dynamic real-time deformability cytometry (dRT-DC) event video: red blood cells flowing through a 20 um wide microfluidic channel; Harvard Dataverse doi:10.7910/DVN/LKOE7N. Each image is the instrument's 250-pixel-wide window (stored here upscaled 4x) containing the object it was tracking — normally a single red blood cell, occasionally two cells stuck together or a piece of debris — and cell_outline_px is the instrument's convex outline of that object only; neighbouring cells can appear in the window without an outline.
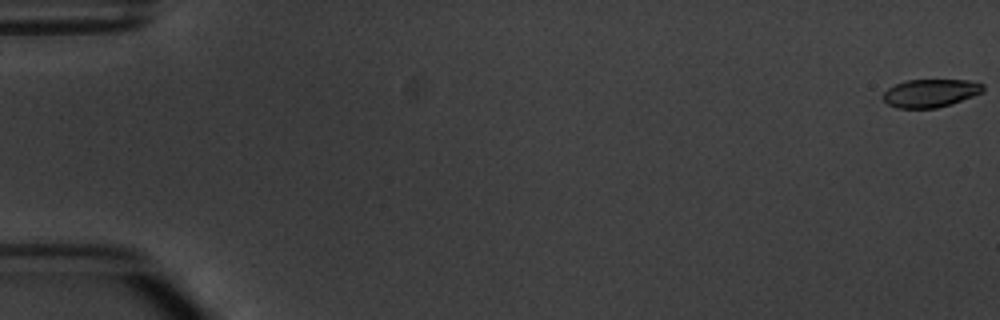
{"species": "common noctule bat (a hibernating species)", "species_latin": "Nyctalus noctula", "temperature_condition": "warm", "stored_images_in_passage": 7, "camera_frame_rate_fps": 3000, "um_per_image_px": 0.085, "animal": {"sex": "male", "body_mass_g": 20.1, "forearm_length_mm": 53.5}, "frame": {"image": 1, "passage_image": 1, "time_ms": 0.0, "image_size_px": [1000, 320], "cell_outline_px": [[984, 92], [952, 104], [936, 108], [896, 108], [888, 104], [884, 100], [884, 92], [888, 88], [896, 84], [908, 80], [968, 80], [984, 84]], "centroid_in_image_um": [79.12, 7.92], "position_along_channel_um": 5.9, "area_um2": 16.36}}
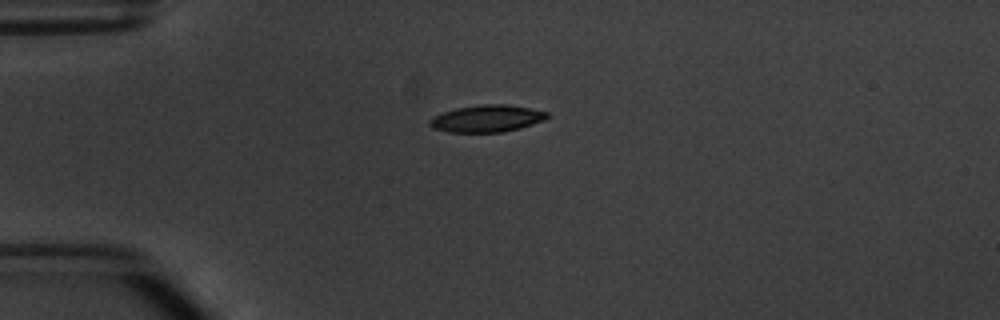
{"frame": {"image": 2, "passage_image": 5, "time_ms": 4.667, "image_size_px": [1000, 320], "cell_outline_px": [[548, 116], [544, 120], [520, 128], [500, 132], [448, 132], [432, 128], [428, 124], [428, 120], [432, 116], [456, 108], [480, 104], [508, 104], [548, 112]], "centroid_in_image_um": [41.34, 10.07], "position_along_channel_um": 43.7, "area_um2": 18.5}}